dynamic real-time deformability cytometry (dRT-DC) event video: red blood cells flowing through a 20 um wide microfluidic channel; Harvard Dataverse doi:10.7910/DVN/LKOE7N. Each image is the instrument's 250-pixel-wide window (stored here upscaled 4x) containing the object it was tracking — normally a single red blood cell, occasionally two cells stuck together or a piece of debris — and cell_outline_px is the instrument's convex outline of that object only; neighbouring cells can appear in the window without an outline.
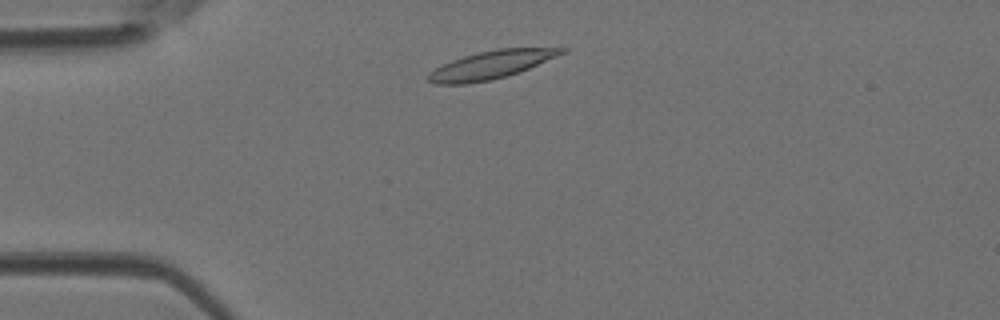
{"species": "Egyptian fruit bat (a non-hibernating species)", "species_latin": "Rousettus aegyptiacus", "temperature_condition": "room temperature", "stored_images_in_passage": 39, "camera_frame_rate_fps": 3000, "um_per_image_px": 0.085, "animal": {"sex": "female"}, "frame": {"image": 1, "passage_image": 4, "time_ms": 1.0, "image_size_px": [1000, 320], "cell_outline_px": [[568, 48], [564, 52], [556, 56], [520, 72], [508, 76], [492, 80], [464, 84], [432, 84], [428, 80], [428, 72], [452, 60], [476, 52], [496, 48]], "centroid_in_image_um": [41.7, 5.52], "position_along_channel_um": 43.3, "area_um2": 21.68}}
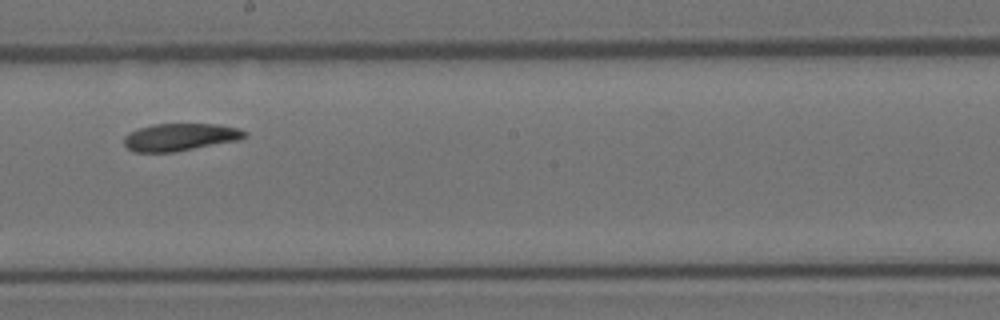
{"frame": {"image": 2, "passage_image": 19, "time_ms": 6.0, "image_size_px": [1000, 320], "cell_outline_px": [[248, 136], [240, 140], [176, 152], [132, 152], [124, 144], [124, 136], [140, 128], [152, 124], [216, 124], [240, 128], [248, 132]], "centroid_in_image_um": [15.37, 11.66], "position_along_channel_um": 232.8, "area_um2": 19.48}}
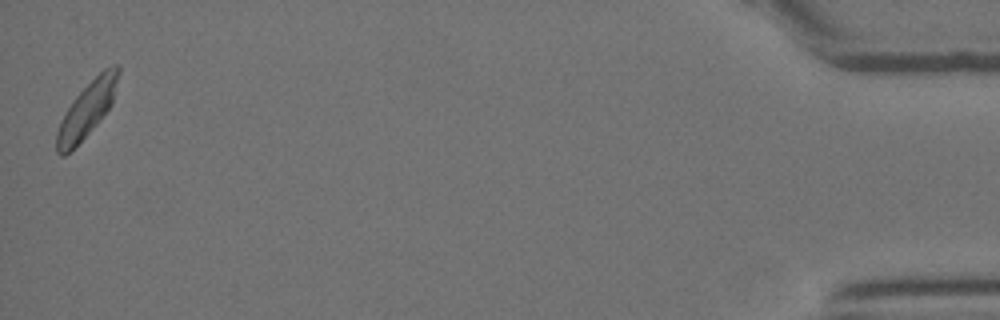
{"frame": {"image": 3, "passage_image": 39, "time_ms": 12.667, "image_size_px": [1000, 320], "cell_outline_px": [[120, 72], [112, 104], [100, 120], [64, 156], [60, 156], [56, 152], [56, 132], [60, 120], [76, 96], [104, 68], [116, 64], [120, 68]], "centroid_in_image_um": [7.39, 9.29], "position_along_channel_um": 427.8, "area_um2": 19.31}}